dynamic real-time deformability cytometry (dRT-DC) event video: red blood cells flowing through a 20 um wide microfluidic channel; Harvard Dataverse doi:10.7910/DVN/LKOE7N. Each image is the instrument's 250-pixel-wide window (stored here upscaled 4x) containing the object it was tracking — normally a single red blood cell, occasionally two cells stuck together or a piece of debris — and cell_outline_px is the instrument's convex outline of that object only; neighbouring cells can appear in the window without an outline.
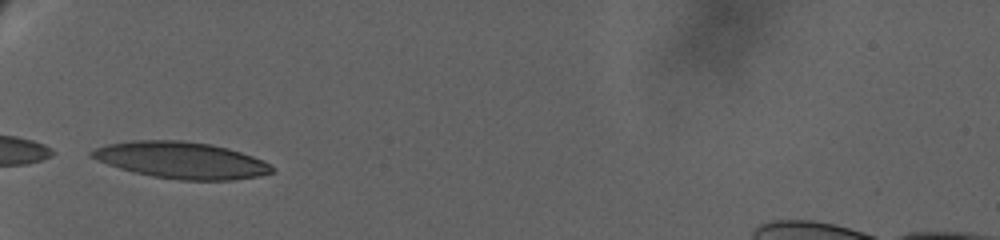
{"species": "human", "species_latin": "Homo sapiens", "temperature_condition": "warm", "stored_images_in_passage": 20, "camera_frame_rate_fps": 3000, "um_per_image_px": 0.085, "donor": {"sex": "female"}, "frame": {"image": 1, "passage_image": 1, "time_ms": 0.0, "image_size_px": [1000, 240], "cell_outline_px": [[276, 168], [272, 172], [260, 176], [232, 180], [180, 180], [152, 176], [120, 168], [96, 160], [88, 156], [88, 152], [96, 148], [108, 144], [132, 140], [180, 140], [212, 144], [228, 148], [252, 156], [272, 164]], "centroid_in_image_um": [15.42, 13.61], "position_along_channel_um": 69.6, "area_um2": 38.49}}
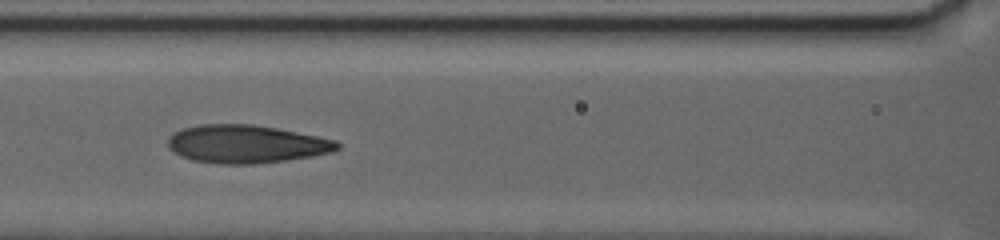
{"frame": {"image": 2, "passage_image": 13, "time_ms": 3.0, "image_size_px": [1000, 240], "cell_outline_px": [[340, 148], [332, 152], [312, 156], [288, 160], [256, 164], [220, 164], [192, 160], [180, 156], [168, 148], [168, 136], [184, 128], [200, 124], [252, 124], [276, 128], [336, 140], [340, 144]], "centroid_in_image_um": [20.92, 12.25], "position_along_channel_um": 145.7, "area_um2": 37.63}}
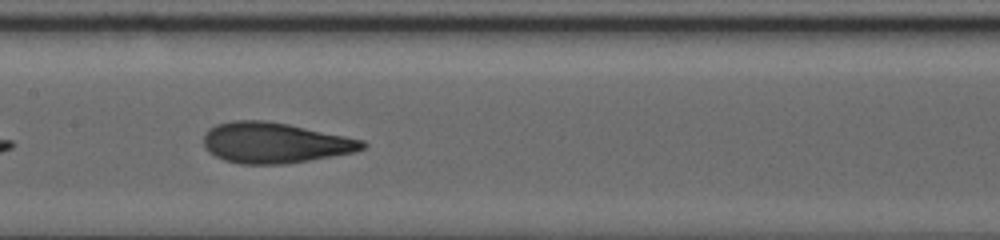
{"frame": {"image": 3, "passage_image": 19, "time_ms": 4.333, "image_size_px": [1000, 240], "cell_outline_px": [[368, 144], [364, 148], [356, 152], [284, 164], [240, 164], [224, 160], [208, 152], [204, 148], [204, 136], [208, 128], [216, 124], [232, 120], [264, 120], [288, 124], [364, 140]], "centroid_in_image_um": [23.33, 12.13], "position_along_channel_um": 184.1, "area_um2": 37.63}}